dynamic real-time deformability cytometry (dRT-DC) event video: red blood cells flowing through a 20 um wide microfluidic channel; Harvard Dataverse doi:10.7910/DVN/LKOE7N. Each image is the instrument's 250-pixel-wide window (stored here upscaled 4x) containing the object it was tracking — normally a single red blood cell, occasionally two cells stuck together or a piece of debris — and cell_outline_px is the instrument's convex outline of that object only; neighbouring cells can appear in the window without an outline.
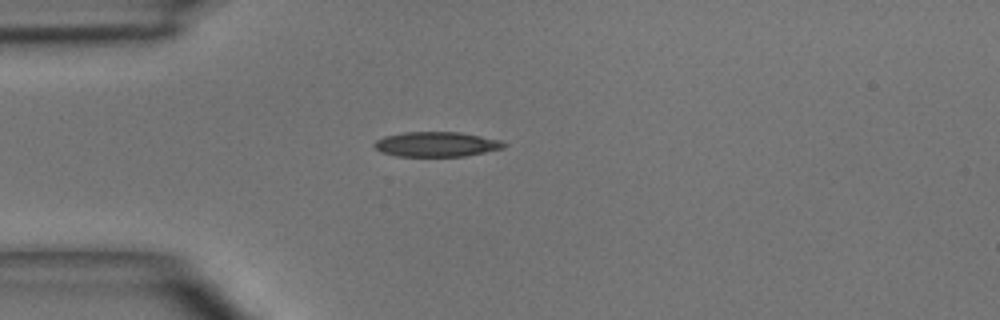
{"species": "common noctule bat (a hibernating species)", "species_latin": "Nyctalus noctula", "temperature_condition": "room temperature", "stored_images_in_passage": 1, "camera_frame_rate_fps": 3000, "um_per_image_px": 0.085, "animal": {"sex": "male", "body_mass_g": 15.6}, "frame": {"image": 1, "passage_image": 1, "time_ms": 0.0, "image_size_px": [1000, 320], "cell_outline_px": [[508, 144], [504, 148], [464, 156], [396, 156], [380, 152], [372, 144], [376, 140], [384, 136], [404, 132], [460, 132], [500, 140]], "centroid_in_image_um": [37.07, 12.26], "position_along_channel_um": 47.9, "area_um2": 18.79}}